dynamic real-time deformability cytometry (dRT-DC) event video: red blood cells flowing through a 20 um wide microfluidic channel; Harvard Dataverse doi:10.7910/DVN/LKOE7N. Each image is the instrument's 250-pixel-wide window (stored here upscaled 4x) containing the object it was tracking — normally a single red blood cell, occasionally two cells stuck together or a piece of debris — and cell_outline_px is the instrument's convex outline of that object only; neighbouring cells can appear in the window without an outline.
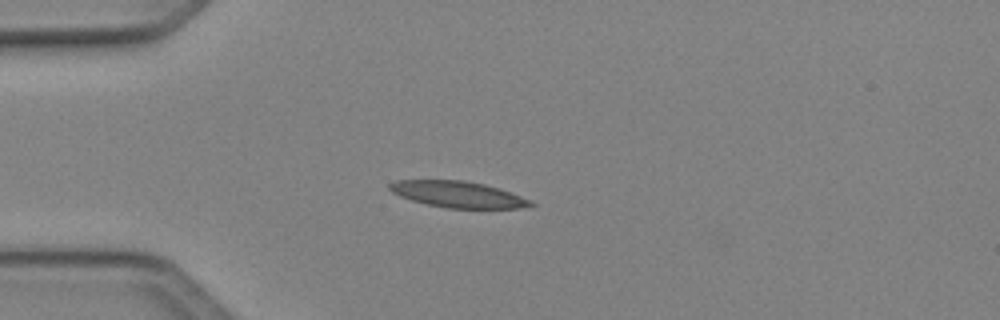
{"species": "Egyptian fruit bat (a non-hibernating species)", "species_latin": "Rousettus aegyptiacus", "temperature_condition": "cold", "stored_images_in_passage": 44, "camera_frame_rate_fps": 3000, "um_per_image_px": 0.085, "animal": {"sex": "female"}, "frame": {"image": 1, "passage_image": 8, "time_ms": 2.333, "image_size_px": [1000, 320], "cell_outline_px": [[536, 204], [520, 208], [448, 208], [428, 204], [412, 200], [400, 196], [392, 192], [388, 188], [388, 184], [396, 180], [464, 180], [484, 184], [500, 188], [532, 200]], "centroid_in_image_um": [38.94, 16.51], "position_along_channel_um": 46.1, "area_um2": 21.56}}
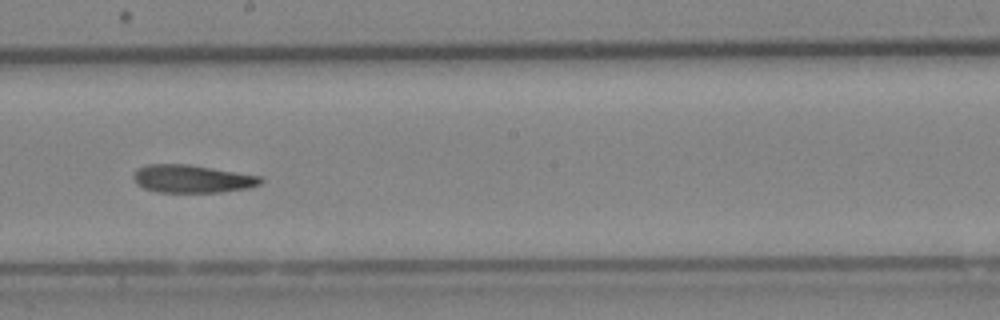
{"frame": {"image": 2, "passage_image": 23, "time_ms": 7.333, "image_size_px": [1000, 320], "cell_outline_px": [[264, 180], [260, 184], [248, 188], [220, 192], [156, 192], [144, 188], [136, 184], [132, 176], [140, 168], [148, 164], [188, 164], [260, 176]], "centroid_in_image_um": [16.32, 15.2], "position_along_channel_um": 231.9, "area_um2": 20.52}}
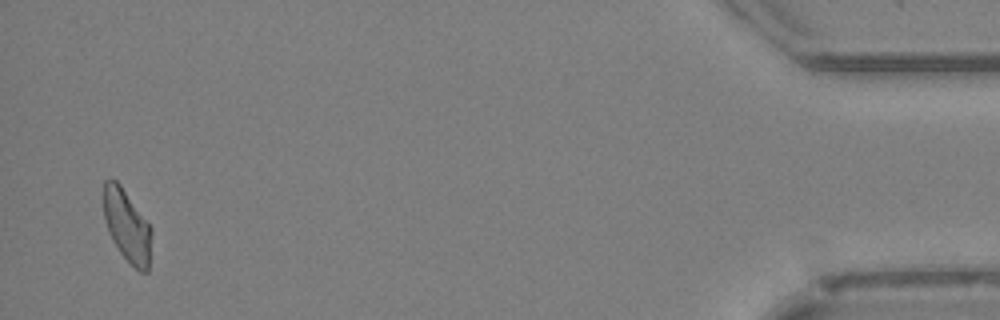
{"frame": {"image": 3, "passage_image": 43, "time_ms": 14.0, "image_size_px": [1000, 320], "cell_outline_px": [[152, 232], [148, 272], [140, 272], [120, 252], [112, 240], [108, 232], [104, 220], [104, 180], [116, 180], [120, 184], [152, 228]], "centroid_in_image_um": [10.8, 19.2], "position_along_channel_um": 424.4, "area_um2": 19.94}, "authors_computed_cell_mechanics": {"area_um2": 21.0392, "velocity_mm_per_s": 4.1116, "shape_relaxation_time_tau1_ms": 8.8489, "shape_relaxation_time_tau2_ms": 6.0062, "deformation_change_tau1": 0.1984, "deformation_change_tau2": 0.1531}}